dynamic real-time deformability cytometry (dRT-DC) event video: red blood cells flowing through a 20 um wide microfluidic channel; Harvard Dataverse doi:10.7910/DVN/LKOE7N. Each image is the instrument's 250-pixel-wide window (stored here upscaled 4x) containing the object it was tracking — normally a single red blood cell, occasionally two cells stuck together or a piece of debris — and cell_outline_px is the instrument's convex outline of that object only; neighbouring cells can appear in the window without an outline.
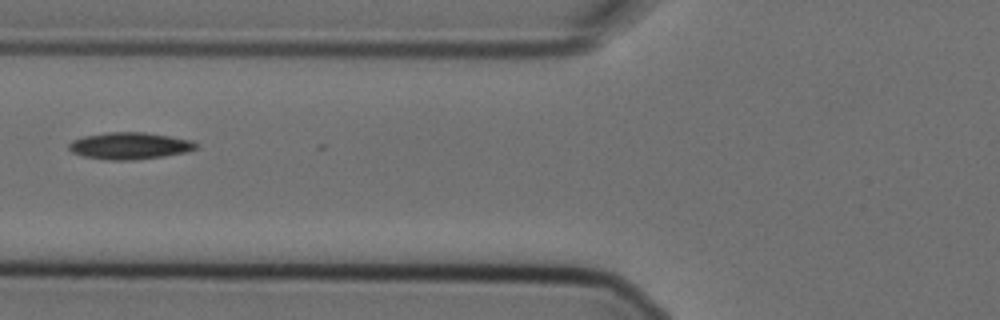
{"species": "Egyptian fruit bat (a non-hibernating species)", "species_latin": "Rousettus aegyptiacus", "temperature_condition": "cold", "stored_images_in_passage": 5, "camera_frame_rate_fps": 3000, "um_per_image_px": 0.085, "animal": {"sex": "female"}, "frame": {"image": 1, "passage_image": 5, "time_ms": 1.333, "image_size_px": [1000, 320], "cell_outline_px": [[200, 144], [196, 148], [184, 152], [164, 156], [132, 160], [108, 160], [84, 156], [72, 152], [68, 148], [68, 144], [72, 140], [84, 136], [108, 132], [144, 132], [192, 140]], "centroid_in_image_um": [11.01, 12.39], "position_along_channel_um": 114.8, "area_um2": 19.83}}